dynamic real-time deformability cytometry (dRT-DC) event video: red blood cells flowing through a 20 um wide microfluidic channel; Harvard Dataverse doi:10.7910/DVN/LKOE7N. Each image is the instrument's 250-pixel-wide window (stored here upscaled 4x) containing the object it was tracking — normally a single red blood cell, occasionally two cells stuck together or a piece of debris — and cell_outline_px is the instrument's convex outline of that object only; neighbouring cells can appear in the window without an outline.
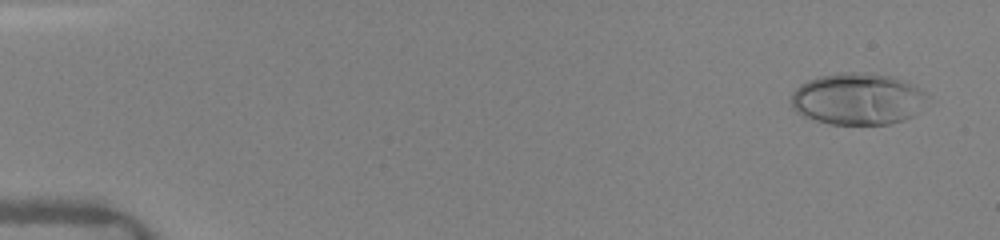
{"species": "human", "species_latin": "Homo sapiens", "temperature_condition": "warm", "stored_images_in_passage": 40, "camera_frame_rate_fps": 3000, "um_per_image_px": 0.085, "donor": {"sex": "female"}, "frame": {"image": 1, "passage_image": 1, "time_ms": 0.0, "image_size_px": [1000, 240], "cell_outline_px": [[932, 96], [912, 116], [904, 120], [892, 124], [832, 124], [816, 120], [804, 116], [796, 112], [792, 108], [792, 92], [800, 84], [808, 80], [820, 76], [840, 72], [856, 72], [892, 76], [904, 80], [920, 88]], "centroid_in_image_um": [72.93, 8.4], "position_along_channel_um": 12.1, "area_um2": 41.27}}
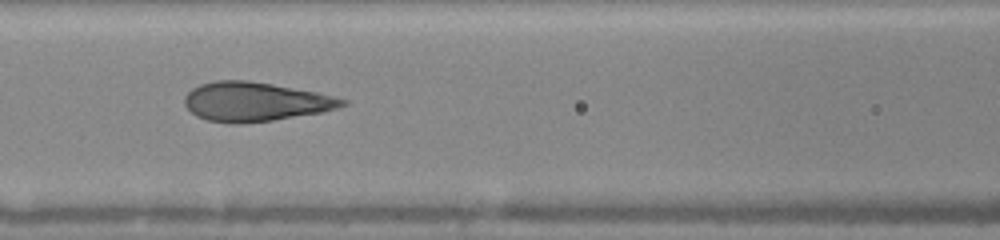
{"frame": {"image": 2, "passage_image": 18, "time_ms": 6.667, "image_size_px": [1000, 240], "cell_outline_px": [[348, 104], [324, 112], [272, 120], [240, 124], [228, 124], [208, 120], [196, 116], [184, 104], [184, 96], [192, 88], [200, 84], [216, 80], [248, 80], [272, 84], [316, 92], [348, 100]], "centroid_in_image_um": [21.67, 8.65], "position_along_channel_um": 144.9, "area_um2": 36.01}}
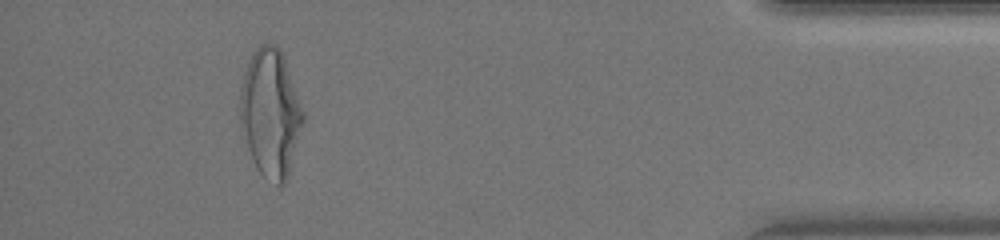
{"frame": {"image": 3, "passage_image": 36, "time_ms": 14.333, "image_size_px": [1000, 240], "cell_outline_px": [[304, 120], [288, 176], [284, 184], [276, 184], [264, 176], [256, 168], [248, 148], [240, 124], [240, 88], [244, 72], [248, 60], [252, 52], [260, 44], [272, 44], [280, 48], [284, 56], [304, 112]], "centroid_in_image_um": [22.98, 9.57], "position_along_channel_um": 412.2, "area_um2": 46.76}, "authors_computed_cell_mechanics": {"area_um2": 36.6741, "velocity_mm_per_s": 4.1266, "shape_relaxation_time_tau1_ms": 5.8344, "shape_relaxation_time_tau2_ms": null, "deformation_change_tau1": 0.2423, "deformation_change_tau2": null}}